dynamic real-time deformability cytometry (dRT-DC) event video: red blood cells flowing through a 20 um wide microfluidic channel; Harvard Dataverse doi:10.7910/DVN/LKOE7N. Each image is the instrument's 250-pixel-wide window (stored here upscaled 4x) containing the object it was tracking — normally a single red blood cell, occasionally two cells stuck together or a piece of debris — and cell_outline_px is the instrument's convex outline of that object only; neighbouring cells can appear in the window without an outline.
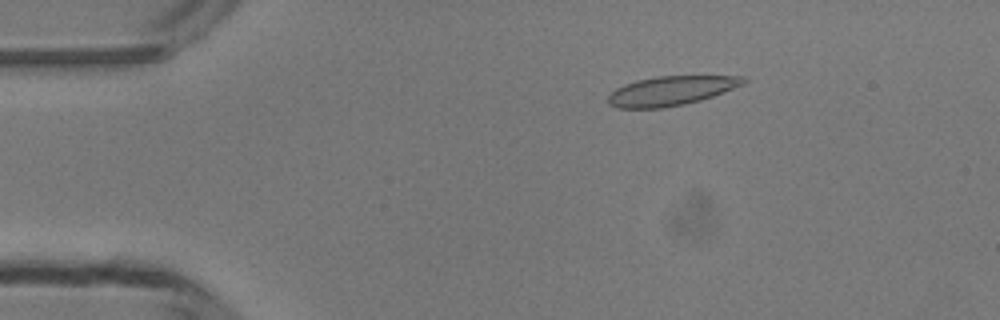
{"species": "common noctule bat (a hibernating species)", "species_latin": "Nyctalus noctula", "temperature_condition": "room temperature", "stored_images_in_passage": 48, "camera_frame_rate_fps": 3000, "um_per_image_px": 0.085, "animal": {"sex": "male", "body_mass_g": 13.3}, "frame": {"image": 1, "passage_image": 8, "time_ms": 2.333, "image_size_px": [1000, 320], "cell_outline_px": [[748, 80], [744, 84], [712, 96], [700, 100], [684, 104], [664, 108], [616, 108], [608, 104], [608, 96], [616, 88], [624, 84], [636, 80], [656, 76], [744, 76]], "centroid_in_image_um": [57.02, 7.71], "position_along_channel_um": 28.0, "area_um2": 23.12}}
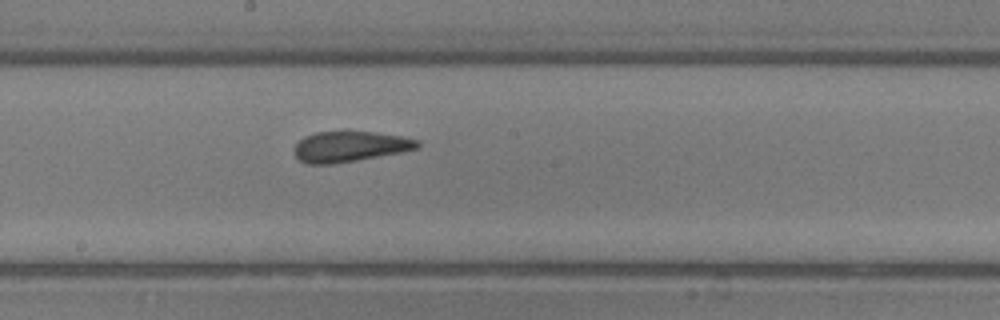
{"frame": {"image": 2, "passage_image": 26, "time_ms": 8.333, "image_size_px": [1000, 320], "cell_outline_px": [[420, 148], [400, 152], [356, 160], [332, 164], [308, 164], [300, 160], [292, 152], [296, 144], [304, 136], [316, 132], [344, 128], [400, 136], [420, 140]], "centroid_in_image_um": [29.71, 12.41], "position_along_channel_um": 218.5, "area_um2": 22.54}}
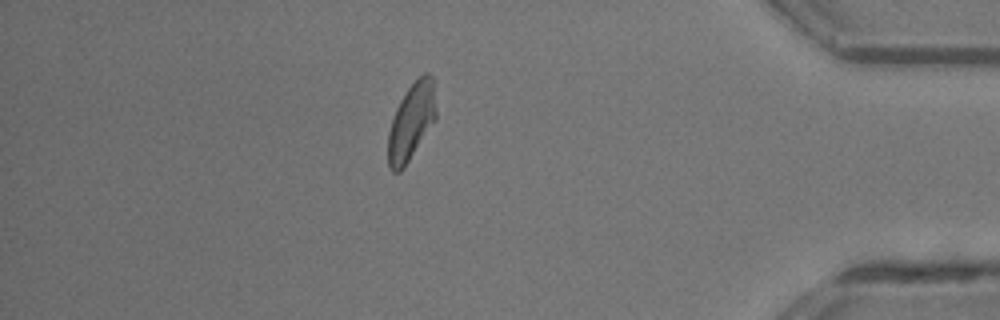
{"frame": {"image": 3, "passage_image": 42, "time_ms": 13.667, "image_size_px": [1000, 320], "cell_outline_px": [[436, 120], [404, 168], [400, 172], [392, 172], [388, 168], [388, 132], [396, 108], [400, 100], [408, 88], [424, 72], [428, 72], [432, 76], [436, 112]], "centroid_in_image_um": [34.96, 10.38], "position_along_channel_um": 400.2, "area_um2": 21.5}, "authors_computed_cell_mechanics": {"area_um2": 22.1085, "velocity_mm_per_s": 4.1854, "shape_relaxation_time_tau1_ms": 5.6364, "shape_relaxation_time_tau2_ms": 1.4384, "deformation_change_tau1": 0.1836, "deformation_change_tau2": 0.0786}}